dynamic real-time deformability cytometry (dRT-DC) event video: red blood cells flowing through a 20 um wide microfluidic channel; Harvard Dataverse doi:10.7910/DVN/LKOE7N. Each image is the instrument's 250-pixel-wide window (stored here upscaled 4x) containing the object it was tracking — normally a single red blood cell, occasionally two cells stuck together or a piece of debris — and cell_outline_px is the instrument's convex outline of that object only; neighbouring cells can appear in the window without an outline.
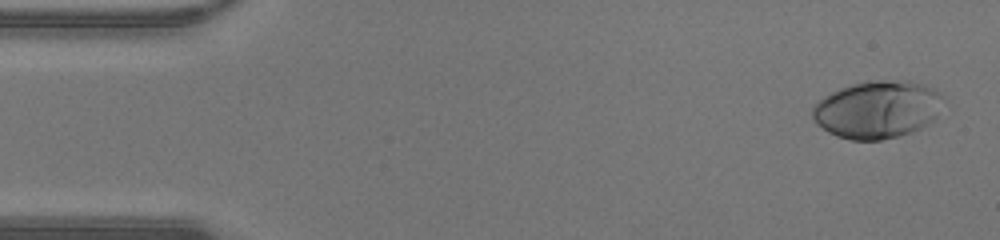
{"species": "human", "species_latin": "Homo sapiens", "temperature_condition": "warm", "stored_images_in_passage": 46, "camera_frame_rate_fps": 3000, "um_per_image_px": 0.085, "donor": {"sex": "male"}, "frame": {"image": 1, "passage_image": 2, "time_ms": 0.333, "image_size_px": [1000, 240], "cell_outline_px": [[944, 96], [936, 116], [932, 120], [920, 128], [912, 132], [880, 140], [852, 140], [836, 136], [828, 132], [812, 116], [812, 108], [824, 96], [840, 88], [852, 84], [872, 80], [908, 80], [924, 84], [940, 92]], "centroid_in_image_um": [74.59, 9.29], "position_along_channel_um": 10.4, "area_um2": 43.64}}
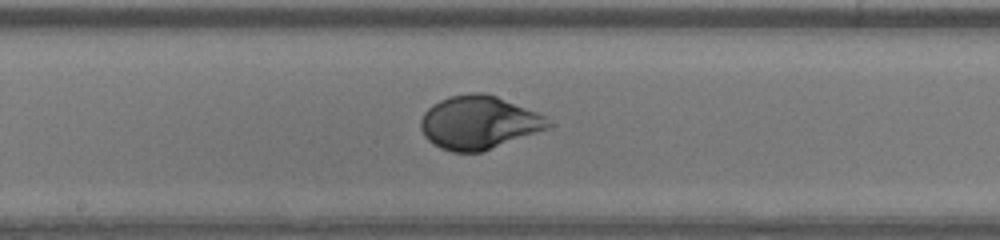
{"frame": {"image": 2, "passage_image": 24, "time_ms": 7.667, "image_size_px": [1000, 240], "cell_outline_px": [[552, 124], [548, 128], [484, 152], [452, 152], [440, 148], [432, 144], [424, 136], [420, 128], [420, 120], [424, 112], [432, 104], [448, 96], [472, 92], [484, 92], [496, 96], [536, 112], [544, 116]], "centroid_in_image_um": [40.65, 10.42], "position_along_channel_um": 207.6, "area_um2": 39.71}}
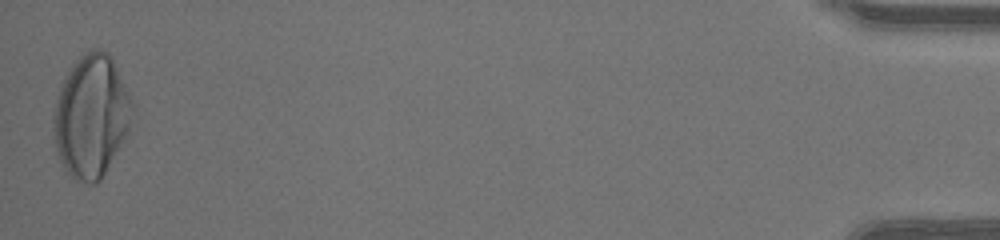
{"frame": {"image": 3, "passage_image": 46, "time_ms": 15.0, "image_size_px": [1000, 240], "cell_outline_px": [[132, 108], [128, 132], [100, 180], [96, 184], [88, 184], [76, 180], [64, 168], [60, 160], [56, 148], [52, 116], [56, 96], [60, 84], [68, 68], [84, 52], [92, 48], [100, 48], [108, 52], [112, 56], [132, 100]], "centroid_in_image_um": [7.73, 9.82], "position_along_channel_um": 427.5, "area_um2": 56.41}, "authors_computed_cell_mechanics": {"area_um2": 40.1132, "velocity_mm_per_s": 4.3986, "shape_relaxation_time_tau1_ms": 2.7841, "shape_relaxation_time_tau2_ms": null, "deformation_change_tau1": 0.1988, "deformation_change_tau2": null}}